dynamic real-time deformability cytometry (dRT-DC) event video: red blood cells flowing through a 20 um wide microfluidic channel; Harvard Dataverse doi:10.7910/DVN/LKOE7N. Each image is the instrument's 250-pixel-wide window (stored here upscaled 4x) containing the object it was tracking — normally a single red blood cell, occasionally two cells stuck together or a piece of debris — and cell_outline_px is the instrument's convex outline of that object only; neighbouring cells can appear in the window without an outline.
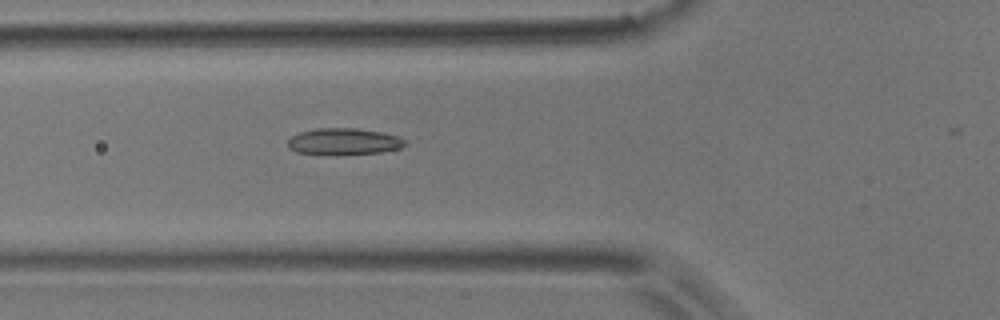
{"species": "common noctule bat (a hibernating species)", "species_latin": "Nyctalus noctula", "temperature_condition": "room temperature", "stored_images_in_passage": 20, "camera_frame_rate_fps": 3000, "um_per_image_px": 0.085, "animal": {"sex": "male", "body_mass_g": 17.9}, "frame": {"image": 1, "passage_image": 19, "time_ms": 6.0, "image_size_px": [1000, 320], "cell_outline_px": [[408, 144], [400, 148], [380, 152], [296, 152], [288, 148], [288, 140], [292, 136], [300, 132], [316, 128], [356, 128], [380, 132], [396, 136], [404, 140]], "centroid_in_image_um": [29.23, 11.98], "position_along_channel_um": 96.6, "area_um2": 17.17}}